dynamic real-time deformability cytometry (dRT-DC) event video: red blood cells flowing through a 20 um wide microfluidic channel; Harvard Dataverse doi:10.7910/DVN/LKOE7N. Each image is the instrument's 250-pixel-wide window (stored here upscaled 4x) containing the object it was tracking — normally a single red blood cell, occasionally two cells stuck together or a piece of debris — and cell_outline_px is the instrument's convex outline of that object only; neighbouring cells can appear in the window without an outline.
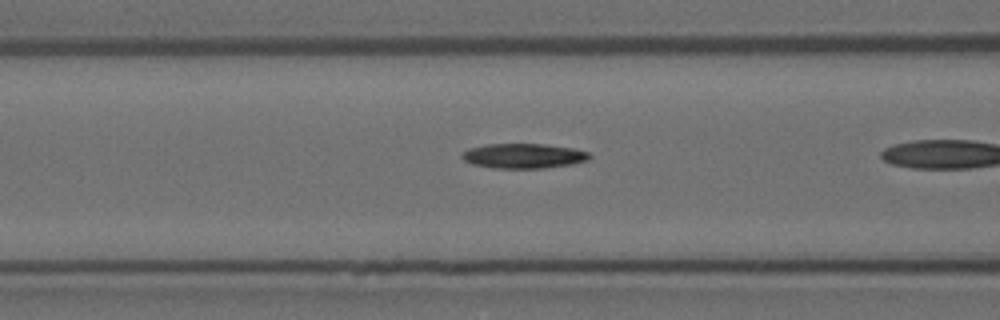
{"species": "Egyptian fruit bat (a non-hibernating species)", "species_latin": "Rousettus aegyptiacus", "temperature_condition": "room temperature", "stored_images_in_passage": 42, "camera_frame_rate_fps": 3000, "um_per_image_px": 0.085, "animal": {"sex": "female"}, "frame": {"image": 1, "passage_image": 20, "time_ms": 6.333, "image_size_px": [1000, 320], "cell_outline_px": [[592, 156], [588, 160], [572, 164], [544, 168], [492, 168], [472, 164], [464, 160], [460, 156], [468, 148], [488, 144], [540, 144], [572, 148], [588, 152]], "centroid_in_image_um": [44.49, 13.26], "position_along_channel_um": 122.1, "area_um2": 18.38}}
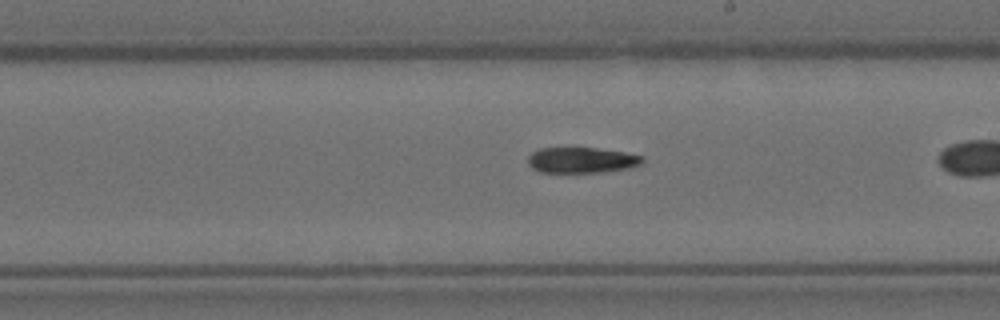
{"frame": {"image": 2, "passage_image": 30, "time_ms": 9.667, "image_size_px": [1000, 320], "cell_outline_px": [[644, 160], [640, 164], [632, 168], [604, 172], [540, 172], [532, 168], [528, 164], [528, 156], [532, 152], [540, 148], [596, 148], [624, 152], [644, 156]], "centroid_in_image_um": [49.46, 13.61], "position_along_channel_um": 239.5, "area_um2": 17.22}}
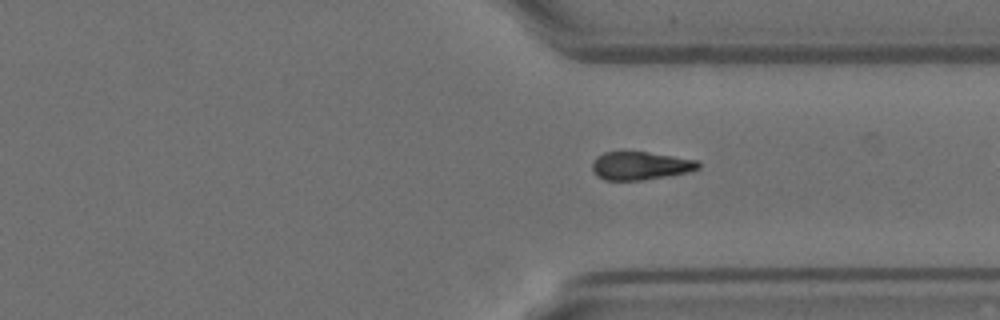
{"frame": {"image": 3, "passage_image": 40, "time_ms": 13.0, "image_size_px": [1000, 320], "cell_outline_px": [[700, 168], [692, 172], [644, 180], [604, 180], [596, 176], [592, 168], [592, 160], [596, 156], [604, 152], [648, 152], [696, 160], [700, 164]], "centroid_in_image_um": [54.42, 14.1], "position_along_channel_um": 357.0, "area_um2": 17.57}}